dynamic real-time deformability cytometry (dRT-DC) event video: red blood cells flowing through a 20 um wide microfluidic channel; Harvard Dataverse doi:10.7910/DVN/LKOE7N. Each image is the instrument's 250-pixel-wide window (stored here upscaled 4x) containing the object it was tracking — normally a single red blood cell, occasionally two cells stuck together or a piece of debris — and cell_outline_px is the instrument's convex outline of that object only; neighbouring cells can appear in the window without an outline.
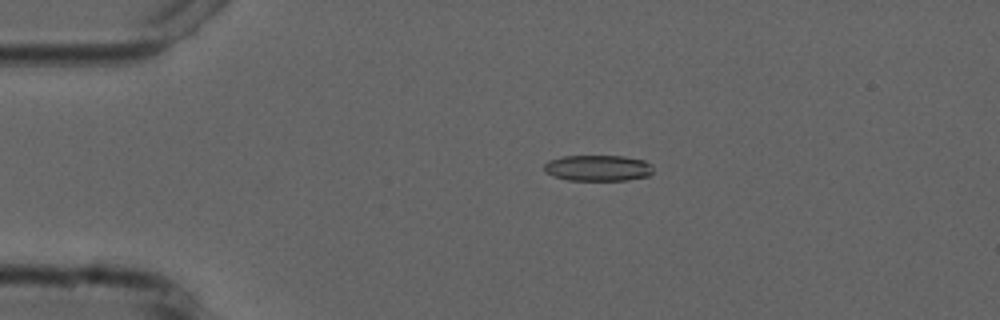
{"species": "common noctule bat (a hibernating species)", "species_latin": "Nyctalus noctula", "temperature_condition": "cold", "stored_images_in_passage": 5, "camera_frame_rate_fps": 3000, "um_per_image_px": 0.085, "animal": {"sex": "male", "forearm_length_mm": 52.5}, "frame": {"image": 1, "passage_image": 4, "time_ms": 3.667, "image_size_px": [1000, 320], "cell_outline_px": [[652, 172], [648, 176], [628, 180], [568, 180], [552, 176], [544, 168], [544, 164], [548, 160], [564, 156], [624, 156], [644, 160], [652, 164]], "centroid_in_image_um": [50.84, 14.28], "position_along_channel_um": 34.2, "area_um2": 16.53}}